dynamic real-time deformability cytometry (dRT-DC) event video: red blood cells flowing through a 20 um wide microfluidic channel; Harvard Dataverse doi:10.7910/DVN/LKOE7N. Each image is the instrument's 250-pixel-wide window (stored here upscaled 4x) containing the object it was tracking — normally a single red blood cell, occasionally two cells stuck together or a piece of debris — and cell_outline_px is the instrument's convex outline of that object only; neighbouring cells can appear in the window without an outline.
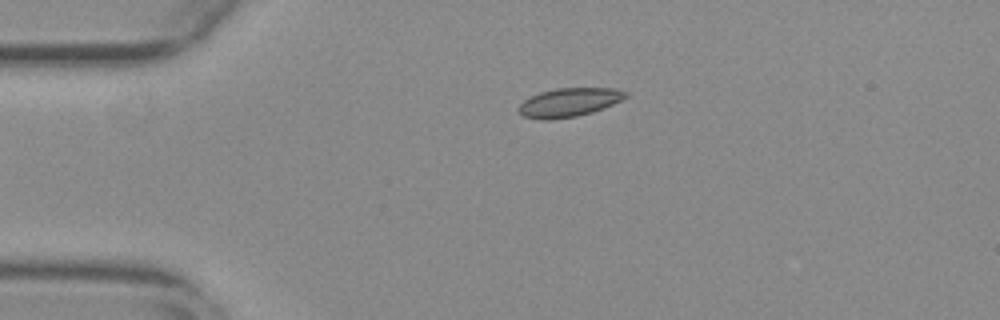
{"species": "common noctule bat (a hibernating species)", "species_latin": "Nyctalus noctula", "temperature_condition": "warm", "stored_images_in_passage": 43, "camera_frame_rate_fps": 3000, "um_per_image_px": 0.085, "animal": {"sex": "female", "body_mass_g": 29.2, "forearm_length_mm": 56.3}, "frame": {"image": 1, "passage_image": 1, "time_ms": 0.0, "image_size_px": [1000, 320], "cell_outline_px": [[628, 96], [604, 108], [592, 112], [576, 116], [548, 120], [540, 120], [524, 116], [516, 108], [524, 100], [540, 92], [556, 88], [616, 88], [628, 92]], "centroid_in_image_um": [48.37, 8.7], "position_along_channel_um": 36.6, "area_um2": 17.86}}
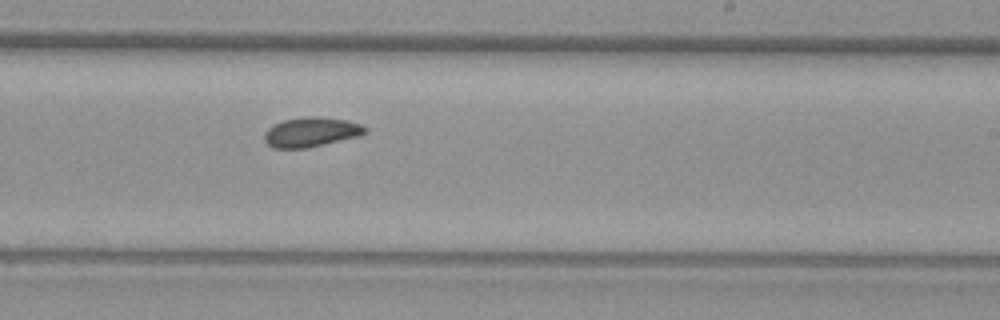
{"frame": {"image": 2, "passage_image": 22, "time_ms": 7.0, "image_size_px": [1000, 320], "cell_outline_px": [[368, 132], [360, 136], [308, 148], [272, 148], [264, 140], [264, 132], [272, 124], [284, 120], [308, 116], [316, 116], [344, 120], [360, 124], [368, 128]], "centroid_in_image_um": [26.44, 11.23], "position_along_channel_um": 262.6, "area_um2": 17.51}}
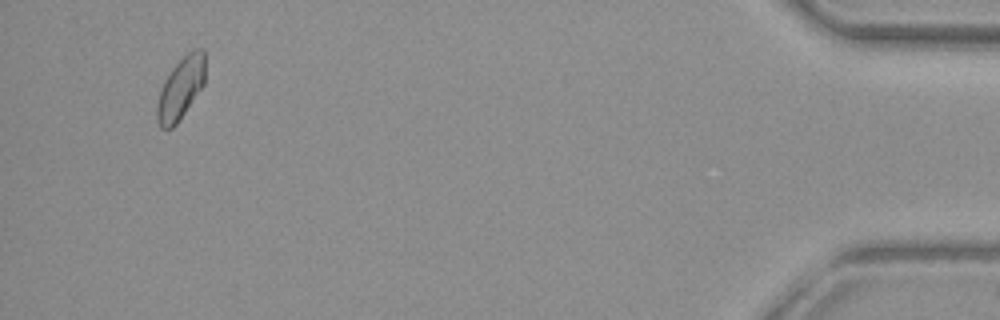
{"frame": {"image": 3, "passage_image": 41, "time_ms": 13.333, "image_size_px": [1000, 320], "cell_outline_px": [[204, 84], [176, 124], [172, 128], [160, 128], [156, 120], [156, 104], [160, 88], [164, 80], [172, 68], [188, 52], [196, 48], [204, 48]], "centroid_in_image_um": [15.32, 7.51], "position_along_channel_um": 419.9, "area_um2": 17.28}, "authors_computed_cell_mechanics": {"area_um2": 17.2244, "velocity_mm_per_s": 3.7629, "shape_relaxation_time_tau1_ms": null, "shape_relaxation_time_tau2_ms": 1.6635, "deformation_change_tau1": null, "deformation_change_tau2": 0.0514}}